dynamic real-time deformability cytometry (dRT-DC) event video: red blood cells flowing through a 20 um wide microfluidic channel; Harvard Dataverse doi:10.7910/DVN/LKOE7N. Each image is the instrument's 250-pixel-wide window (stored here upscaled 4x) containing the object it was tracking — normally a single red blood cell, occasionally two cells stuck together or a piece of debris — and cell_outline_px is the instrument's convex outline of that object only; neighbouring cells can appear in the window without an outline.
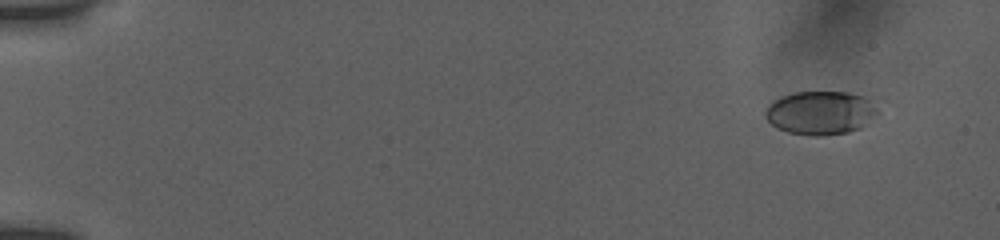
{"species": "human", "species_latin": "Homo sapiens", "temperature_condition": "room temperature", "stored_images_in_passage": 30, "camera_frame_rate_fps": 3000, "um_per_image_px": 0.085, "donor": {"sex": "female"}, "frame": {"image": 1, "passage_image": 3, "time_ms": 0.667, "image_size_px": [1000, 240], "cell_outline_px": [[880, 112], [860, 128], [848, 132], [824, 136], [812, 136], [788, 132], [772, 124], [764, 116], [764, 112], [768, 104], [784, 96], [796, 92], [848, 92], [864, 96], [876, 100]], "centroid_in_image_um": [69.81, 9.58], "position_along_channel_um": 15.2, "area_um2": 28.78}}
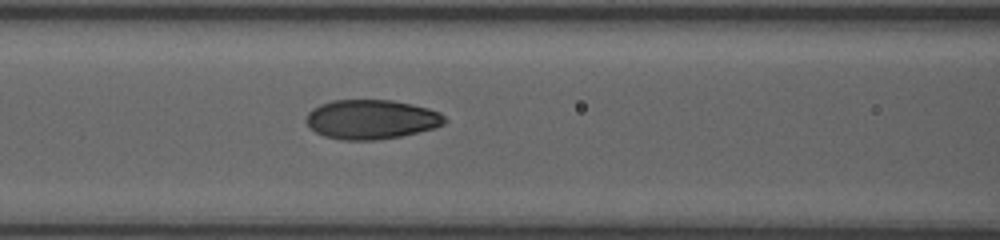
{"frame": {"image": 2, "passage_image": 18, "time_ms": 5.667, "image_size_px": [1000, 240], "cell_outline_px": [[448, 120], [444, 124], [436, 128], [400, 136], [376, 140], [344, 140], [324, 136], [316, 132], [304, 120], [308, 112], [312, 108], [320, 104], [332, 100], [392, 100], [412, 104], [428, 108], [440, 112]], "centroid_in_image_um": [31.57, 10.14], "position_along_channel_um": 135.0, "area_um2": 31.96}}
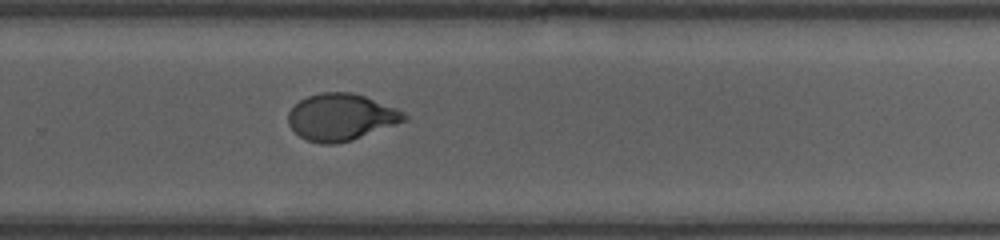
{"frame": {"image": 3, "passage_image": 30, "time_ms": 9.667, "image_size_px": [1000, 240], "cell_outline_px": [[408, 120], [352, 140], [336, 144], [320, 144], [308, 140], [300, 136], [288, 124], [288, 112], [300, 100], [308, 96], [320, 92], [352, 92], [364, 96], [396, 108], [404, 112], [408, 116]], "centroid_in_image_um": [29.0, 9.95], "position_along_channel_um": 300.8, "area_um2": 31.56}}